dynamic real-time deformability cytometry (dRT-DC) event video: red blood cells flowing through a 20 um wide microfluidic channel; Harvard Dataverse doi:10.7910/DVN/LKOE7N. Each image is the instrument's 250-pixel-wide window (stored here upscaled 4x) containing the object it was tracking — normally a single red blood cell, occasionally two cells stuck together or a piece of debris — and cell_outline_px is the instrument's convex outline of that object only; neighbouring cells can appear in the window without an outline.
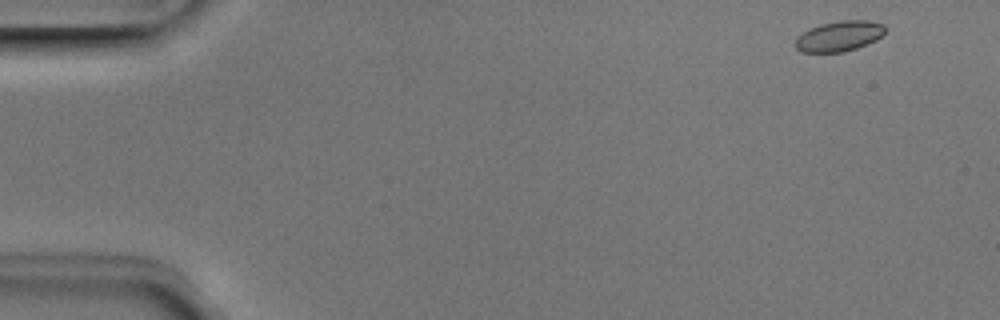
{"species": "Egyptian fruit bat (a non-hibernating species)", "species_latin": "Rousettus aegyptiacus", "temperature_condition": "room temperature", "stored_images_in_passage": 7, "camera_frame_rate_fps": 3000, "um_per_image_px": 0.085, "animal": {"sex": "male"}, "frame": {"image": 1, "passage_image": 1, "time_ms": 0.0, "image_size_px": [1000, 320], "cell_outline_px": [[884, 32], [876, 40], [868, 44], [856, 48], [840, 52], [800, 52], [796, 48], [796, 36], [820, 24], [840, 20], [868, 20], [884, 24]], "centroid_in_image_um": [71.33, 3.07], "position_along_channel_um": 13.7, "area_um2": 15.78}}
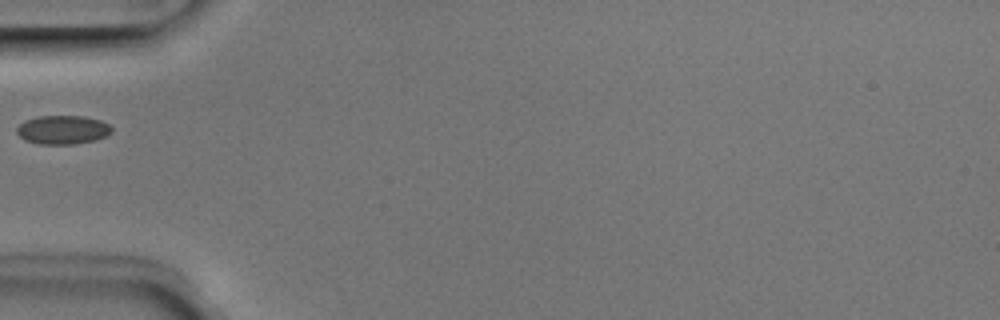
{"frame": {"image": 2, "passage_image": 5, "time_ms": 1.333, "image_size_px": [1000, 320], "cell_outline_px": [[112, 132], [96, 140], [72, 144], [40, 144], [24, 140], [16, 132], [16, 128], [24, 120], [40, 116], [84, 116], [100, 120], [108, 124], [112, 128]], "centroid_in_image_um": [5.31, 11.03], "position_along_channel_um": 79.7, "area_um2": 15.9}}
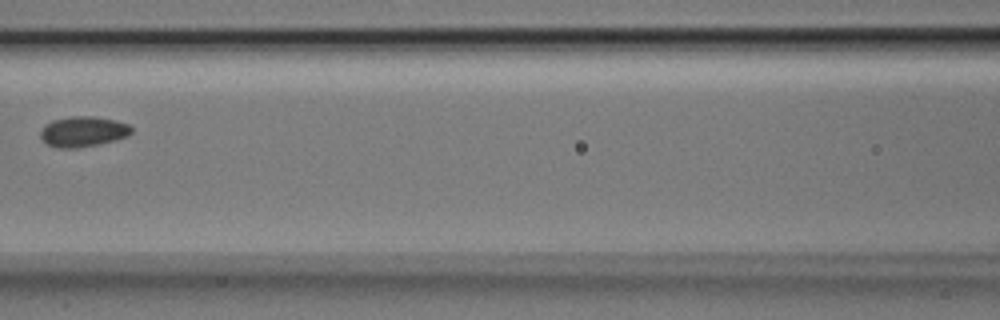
{"frame": {"image": 3, "passage_image": 7, "time_ms": 2.0, "image_size_px": [1000, 320], "cell_outline_px": [[132, 132], [128, 136], [116, 140], [76, 148], [56, 148], [48, 144], [40, 136], [40, 132], [44, 124], [52, 120], [72, 116], [92, 116], [116, 120], [128, 124], [132, 128]], "centroid_in_image_um": [7.06, 11.17], "position_along_channel_um": 159.5, "area_um2": 16.13}}